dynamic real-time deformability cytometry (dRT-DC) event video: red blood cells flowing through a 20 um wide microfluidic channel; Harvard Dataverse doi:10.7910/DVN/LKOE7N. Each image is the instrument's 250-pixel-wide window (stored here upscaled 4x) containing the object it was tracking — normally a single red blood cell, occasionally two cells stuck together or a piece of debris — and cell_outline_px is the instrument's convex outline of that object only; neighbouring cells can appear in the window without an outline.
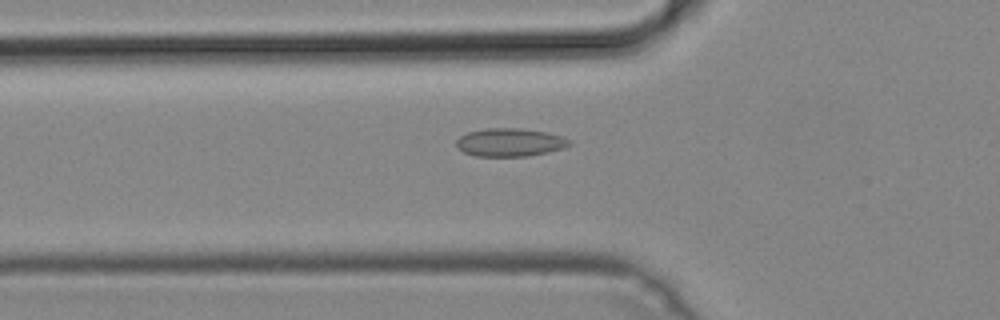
{"species": "common noctule bat (a hibernating species)", "species_latin": "Nyctalus noctula", "temperature_condition": "cold", "stored_images_in_passage": 43, "camera_frame_rate_fps": 3000, "um_per_image_px": 0.085, "animal": {"sex": "male", "body_mass_g": 19.2, "forearm_length_mm": 51.8}, "frame": {"image": 1, "passage_image": 10, "time_ms": 3.0, "image_size_px": [1000, 320], "cell_outline_px": [[572, 144], [564, 148], [548, 152], [528, 156], [476, 156], [464, 152], [456, 148], [456, 140], [460, 136], [468, 132], [488, 128], [520, 128], [548, 132], [560, 136], [568, 140]], "centroid_in_image_um": [43.32, 12.1], "position_along_channel_um": 82.5, "area_um2": 18.55}}
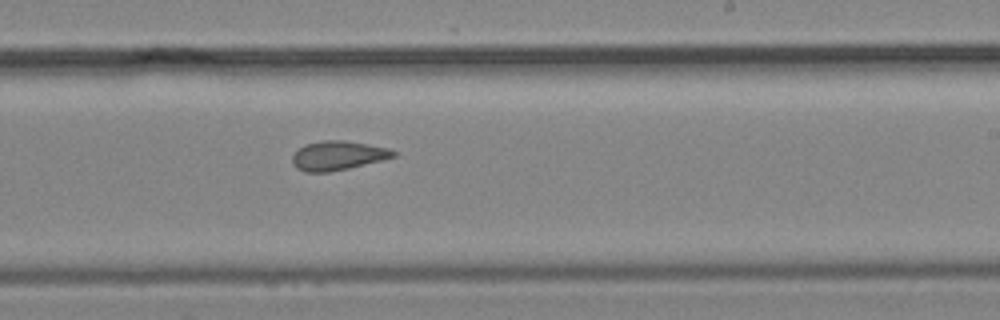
{"frame": {"image": 2, "passage_image": 23, "time_ms": 7.333, "image_size_px": [1000, 320], "cell_outline_px": [[396, 156], [348, 168], [328, 172], [304, 172], [296, 168], [292, 164], [292, 156], [304, 144], [324, 140], [344, 140], [368, 144], [388, 148], [396, 152]], "centroid_in_image_um": [28.68, 13.22], "position_along_channel_um": 260.3, "area_um2": 17.05}}
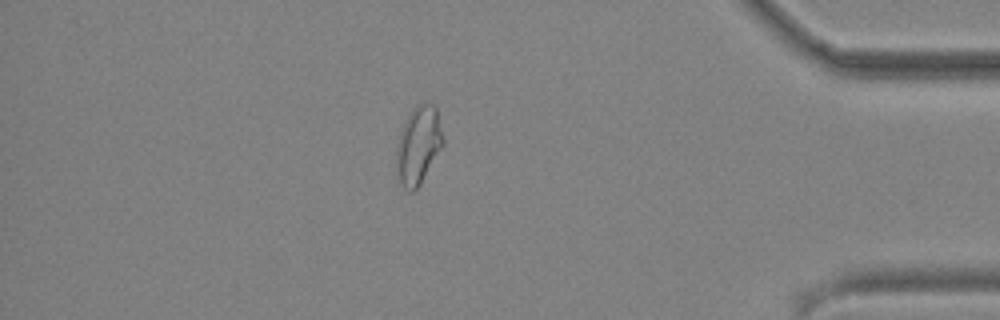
{"frame": {"image": 3, "passage_image": 36, "time_ms": 11.667, "image_size_px": [1000, 320], "cell_outline_px": [[444, 144], [420, 184], [412, 192], [408, 192], [400, 184], [396, 172], [396, 148], [400, 132], [412, 108], [416, 104], [432, 104], [436, 108], [444, 140]], "centroid_in_image_um": [35.54, 12.37], "position_along_channel_um": 399.7, "area_um2": 21.1}}